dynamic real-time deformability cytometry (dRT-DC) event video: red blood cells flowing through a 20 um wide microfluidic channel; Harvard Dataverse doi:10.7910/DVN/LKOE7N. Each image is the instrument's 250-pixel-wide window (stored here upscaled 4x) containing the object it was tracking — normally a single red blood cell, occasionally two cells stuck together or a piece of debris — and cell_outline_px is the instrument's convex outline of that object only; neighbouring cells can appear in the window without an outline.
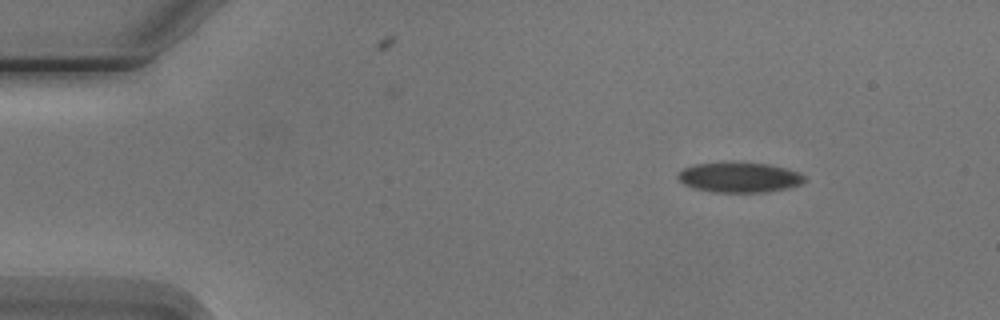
{"species": "Egyptian fruit bat (a non-hibernating species)", "species_latin": "Rousettus aegyptiacus", "temperature_condition": "cold", "stored_images_in_passage": 8, "camera_frame_rate_fps": 3000, "um_per_image_px": 0.085, "animal": {"sex": "male"}, "frame": {"image": 1, "passage_image": 1, "time_ms": 0.0, "image_size_px": [1000, 320], "cell_outline_px": [[808, 180], [800, 184], [788, 188], [768, 192], [712, 192], [696, 188], [684, 184], [676, 176], [676, 172], [692, 164], [720, 160], [740, 160], [768, 164], [800, 172]], "centroid_in_image_um": [62.81, 15.02], "position_along_channel_um": 22.2, "area_um2": 23.18}}
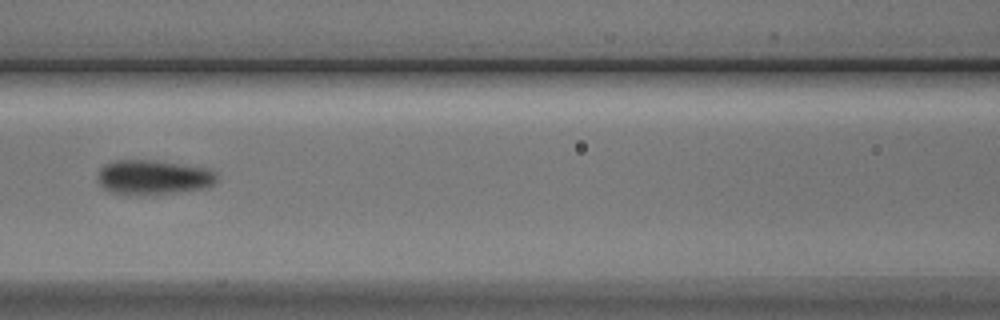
{"frame": {"image": 2, "passage_image": 5, "time_ms": 5.667, "image_size_px": [1000, 320], "cell_outline_px": [[216, 180], [212, 184], [204, 188], [152, 196], [112, 192], [104, 188], [96, 180], [100, 168], [104, 164], [116, 160], [156, 160], [212, 168], [216, 172]], "centroid_in_image_um": [13.04, 15.06], "position_along_channel_um": 153.6, "area_um2": 24.45}}
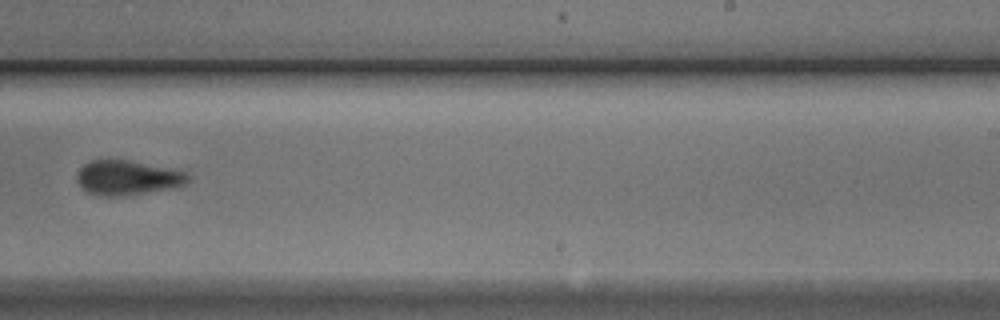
{"frame": {"image": 3, "passage_image": 8, "time_ms": 9.0, "image_size_px": [1000, 320], "cell_outline_px": [[188, 180], [180, 188], [124, 196], [100, 196], [88, 192], [76, 180], [76, 172], [88, 160], [132, 160], [188, 172]], "centroid_in_image_um": [10.86, 15.11], "position_along_channel_um": 278.1, "area_um2": 22.83}}